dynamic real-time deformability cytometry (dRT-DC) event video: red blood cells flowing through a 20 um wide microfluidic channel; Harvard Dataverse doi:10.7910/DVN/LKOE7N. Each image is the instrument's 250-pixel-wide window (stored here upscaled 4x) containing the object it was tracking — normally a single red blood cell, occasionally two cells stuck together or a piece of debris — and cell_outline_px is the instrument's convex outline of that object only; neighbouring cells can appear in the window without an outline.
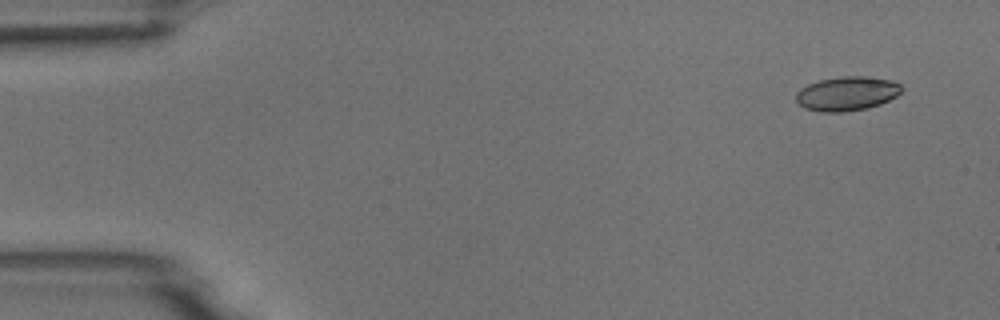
{"species": "common noctule bat (a hibernating species)", "species_latin": "Nyctalus noctula", "temperature_condition": "room temperature", "stored_images_in_passage": 6, "camera_frame_rate_fps": 3000, "um_per_image_px": 0.085, "animal": {"sex": "male", "body_mass_g": 18.8}, "frame": {"image": 1, "passage_image": 1, "time_ms": 0.0, "image_size_px": [1000, 320], "cell_outline_px": [[904, 88], [896, 96], [880, 104], [868, 108], [840, 112], [820, 112], [804, 108], [796, 100], [796, 92], [800, 88], [808, 84], [820, 80], [840, 76], [868, 76], [888, 80], [900, 84]], "centroid_in_image_um": [71.97, 7.95], "position_along_channel_um": 13.0, "area_um2": 21.04}}
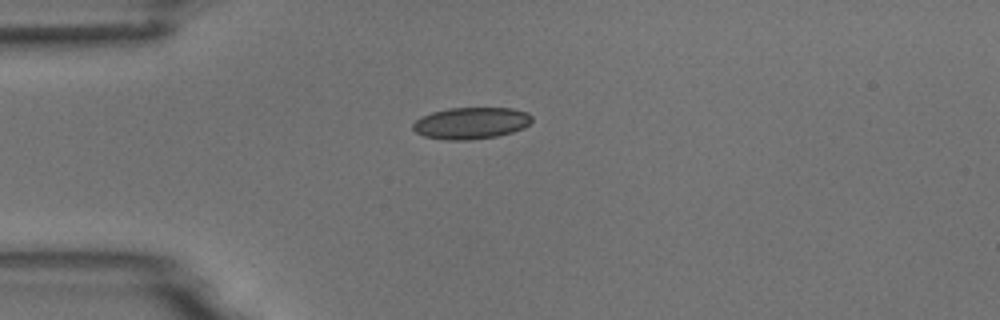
{"frame": {"image": 2, "passage_image": 4, "time_ms": 3.333, "image_size_px": [1000, 320], "cell_outline_px": [[532, 120], [524, 128], [512, 132], [496, 136], [468, 140], [448, 140], [424, 136], [416, 132], [412, 128], [412, 124], [416, 120], [432, 112], [448, 108], [512, 108], [528, 112], [532, 116]], "centroid_in_image_um": [40.05, 10.46], "position_along_channel_um": 44.9, "area_um2": 21.91}}
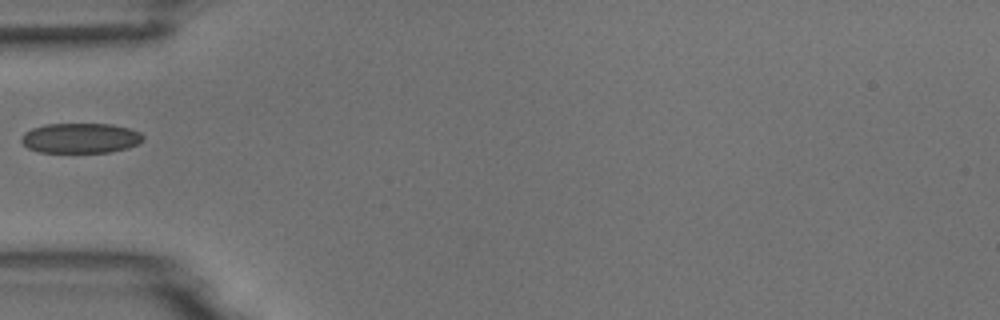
{"frame": {"image": 3, "passage_image": 5, "time_ms": 4.667, "image_size_px": [1000, 320], "cell_outline_px": [[144, 140], [128, 148], [108, 152], [40, 152], [28, 148], [20, 140], [20, 136], [24, 132], [32, 128], [44, 124], [112, 124], [128, 128], [140, 132], [144, 136]], "centroid_in_image_um": [6.82, 11.73], "position_along_channel_um": 78.2, "area_um2": 21.39}}